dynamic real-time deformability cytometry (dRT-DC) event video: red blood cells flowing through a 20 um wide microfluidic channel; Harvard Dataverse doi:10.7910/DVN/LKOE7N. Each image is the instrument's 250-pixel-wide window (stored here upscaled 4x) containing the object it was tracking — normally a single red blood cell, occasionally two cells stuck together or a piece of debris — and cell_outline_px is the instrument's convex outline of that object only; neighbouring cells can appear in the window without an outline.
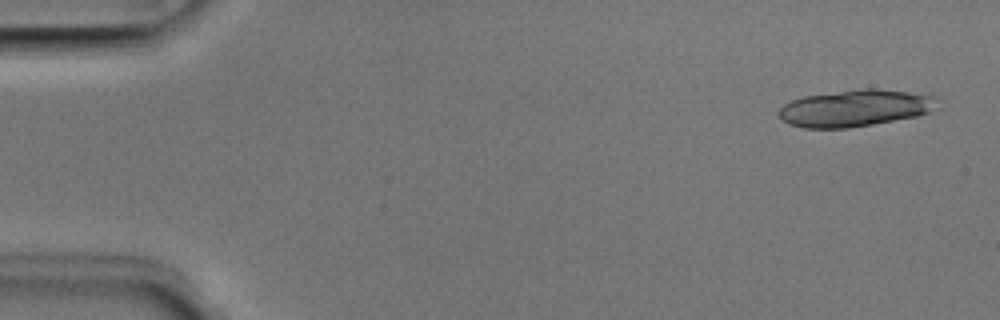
{"species": "Egyptian fruit bat (a non-hibernating species)", "species_latin": "Rousettus aegyptiacus", "temperature_condition": "room temperature", "stored_images_in_passage": 4, "camera_frame_rate_fps": 3000, "um_per_image_px": 0.085, "animal": {"sex": "male"}, "frame": {"image": 1, "passage_image": 1, "time_ms": 0.0, "image_size_px": [1000, 320], "cell_outline_px": [[940, 96], [928, 112], [916, 116], [872, 124], [848, 128], [804, 128], [788, 124], [776, 112], [784, 104], [792, 100], [804, 96], [864, 88], [872, 88], [908, 92]], "centroid_in_image_um": [72.64, 9.19], "position_along_channel_um": 12.4, "area_um2": 33.64}}